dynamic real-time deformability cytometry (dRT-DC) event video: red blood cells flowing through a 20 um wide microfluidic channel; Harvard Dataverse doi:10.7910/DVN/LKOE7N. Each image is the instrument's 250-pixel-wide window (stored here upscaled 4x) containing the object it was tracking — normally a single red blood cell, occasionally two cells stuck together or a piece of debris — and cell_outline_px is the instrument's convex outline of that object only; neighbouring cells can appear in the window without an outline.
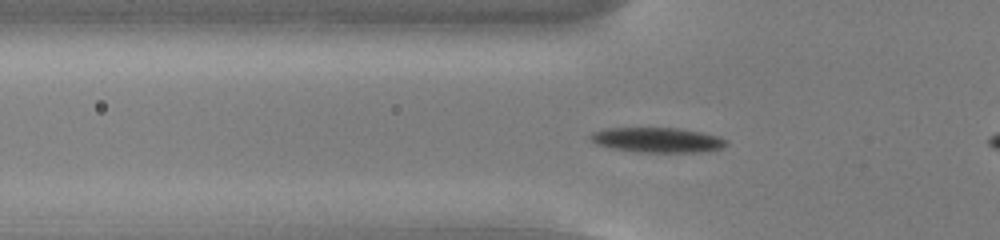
{"species": "common noctule bat (a hibernating species)", "species_latin": "Nyctalus noctula", "temperature_condition": "cold", "stored_images_in_passage": 22, "camera_frame_rate_fps": 3000, "um_per_image_px": 0.085, "animal": {"sex": "male", "body_mass_g": 13.0, "forearm_length_mm": 53.1}, "frame": {"image": 1, "passage_image": 19, "time_ms": 6.0, "image_size_px": [1000, 240], "cell_outline_px": [[728, 144], [720, 148], [700, 152], [636, 152], [612, 148], [596, 144], [588, 136], [592, 132], [604, 128], [676, 128], [700, 132], [720, 136], [728, 140]], "centroid_in_image_um": [55.86, 11.89], "position_along_channel_um": 69.9, "area_um2": 19.77}}